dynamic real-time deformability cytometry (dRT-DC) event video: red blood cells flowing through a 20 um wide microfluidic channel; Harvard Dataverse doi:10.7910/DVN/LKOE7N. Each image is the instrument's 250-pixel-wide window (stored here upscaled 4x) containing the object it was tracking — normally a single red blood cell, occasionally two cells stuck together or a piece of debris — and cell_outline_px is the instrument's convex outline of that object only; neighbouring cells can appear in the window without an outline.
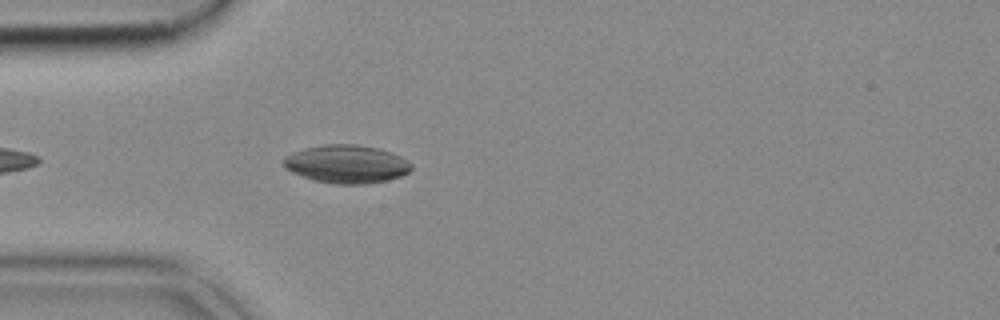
{"species": "common noctule bat (a hibernating species)", "species_latin": "Nyctalus noctula", "temperature_condition": "cold", "stored_images_in_passage": 28, "camera_frame_rate_fps": 3000, "um_per_image_px": 0.085, "animal": {"sex": "female", "body_mass_g": 18.4}, "frame": {"image": 1, "passage_image": 5, "time_ms": 1.333, "image_size_px": [1000, 320], "cell_outline_px": [[412, 168], [408, 172], [400, 176], [388, 180], [368, 184], [336, 184], [312, 180], [292, 172], [284, 168], [280, 160], [284, 156], [292, 152], [304, 148], [324, 144], [356, 144], [376, 148], [392, 152], [408, 160], [412, 164]], "centroid_in_image_um": [29.42, 13.94], "position_along_channel_um": 55.6, "area_um2": 28.78}}
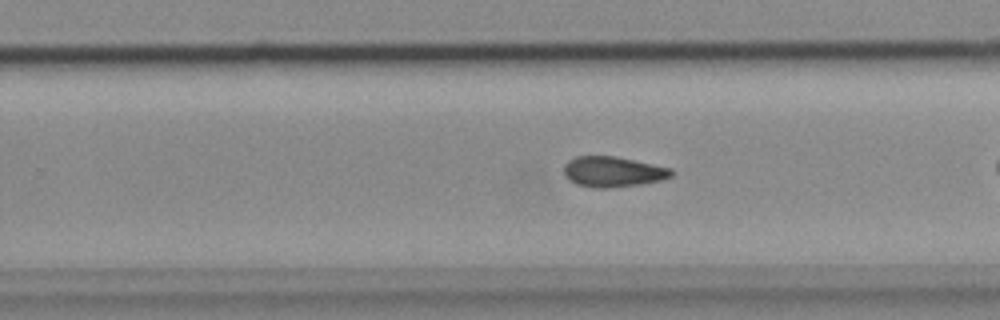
{"frame": {"image": 2, "passage_image": 20, "time_ms": 6.333, "image_size_px": [1000, 320], "cell_outline_px": [[676, 172], [672, 176], [664, 180], [640, 184], [608, 188], [596, 188], [576, 184], [568, 180], [564, 176], [564, 164], [568, 160], [576, 156], [616, 156], [672, 168]], "centroid_in_image_um": [52.12, 14.6], "position_along_channel_um": 277.7, "area_um2": 19.36}}
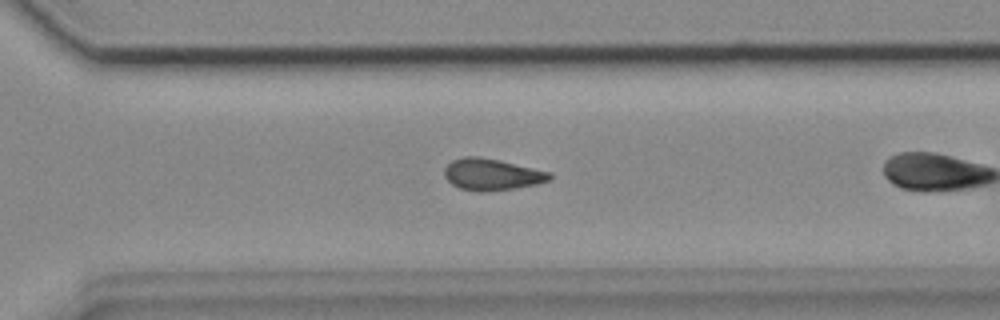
{"frame": {"image": 3, "passage_image": 24, "time_ms": 7.667, "image_size_px": [1000, 320], "cell_outline_px": [[552, 180], [536, 184], [488, 192], [480, 192], [460, 188], [452, 184], [444, 176], [444, 168], [452, 160], [464, 156], [480, 156], [500, 160], [552, 172]], "centroid_in_image_um": [41.82, 14.82], "position_along_channel_um": 328.8, "area_um2": 19.54}}